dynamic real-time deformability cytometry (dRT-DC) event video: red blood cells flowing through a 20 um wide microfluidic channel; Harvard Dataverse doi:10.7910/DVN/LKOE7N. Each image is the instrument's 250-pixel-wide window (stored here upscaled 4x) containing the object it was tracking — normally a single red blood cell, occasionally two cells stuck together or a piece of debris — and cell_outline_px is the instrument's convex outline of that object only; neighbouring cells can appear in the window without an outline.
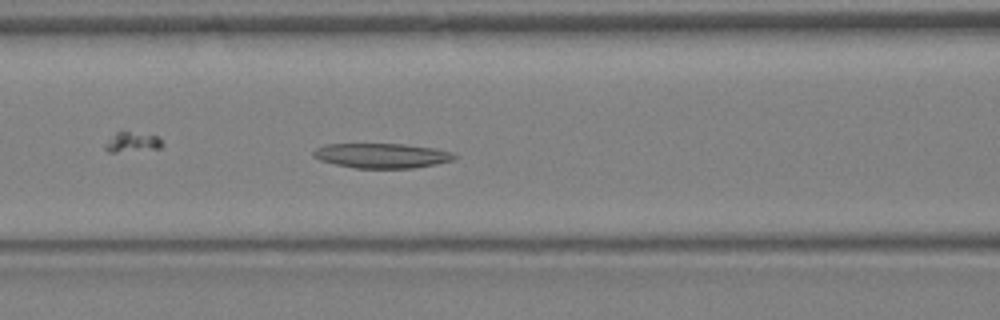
{"species": "Egyptian fruit bat (a non-hibernating species)", "species_latin": "Rousettus aegyptiacus", "temperature_condition": "warm", "stored_images_in_passage": 34, "camera_frame_rate_fps": 3000, "um_per_image_px": 0.085, "animal": {"sex": "female"}, "frame": {"image": 1, "passage_image": 15, "time_ms": 4.667, "image_size_px": [1000, 320], "cell_outline_px": [[456, 156], [452, 160], [436, 164], [412, 168], [356, 168], [336, 164], [320, 160], [312, 156], [312, 152], [316, 148], [328, 144], [404, 144], [436, 148], [452, 152]], "centroid_in_image_um": [32.45, 13.22], "position_along_channel_um": 134.1, "area_um2": 20.29}}
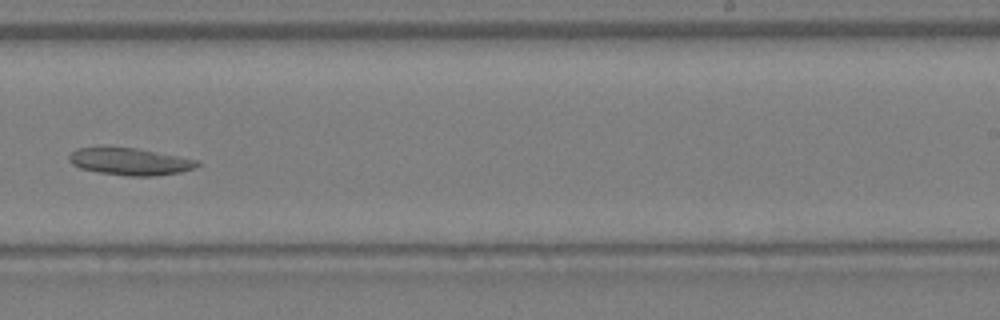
{"frame": {"image": 2, "passage_image": 22, "time_ms": 7.0, "image_size_px": [1000, 320], "cell_outline_px": [[200, 164], [196, 168], [180, 172], [156, 176], [128, 176], [96, 172], [80, 168], [72, 164], [68, 160], [68, 156], [76, 148], [136, 148], [180, 156], [200, 160]], "centroid_in_image_um": [11.09, 13.74], "position_along_channel_um": 277.9, "area_um2": 20.29}}
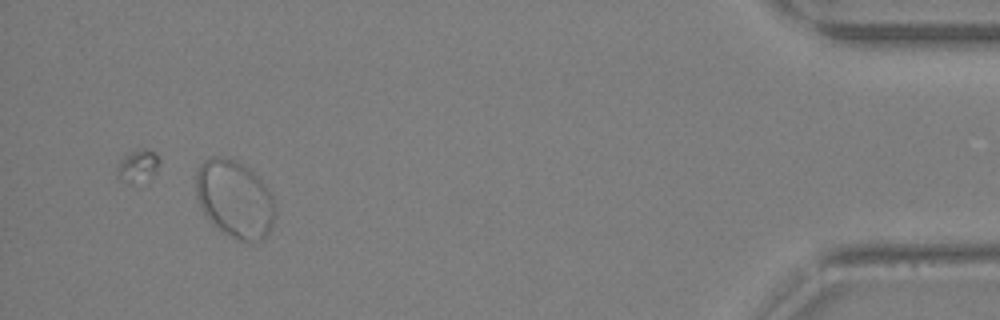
{"frame": {"image": 3, "passage_image": 32, "time_ms": 10.333, "image_size_px": [1000, 320], "cell_outline_px": [[276, 212], [272, 224], [264, 240], [240, 240], [232, 236], [212, 224], [204, 212], [196, 196], [196, 172], [200, 164], [208, 156], [224, 156], [236, 160], [248, 168], [264, 184], [272, 196], [276, 208]], "centroid_in_image_um": [19.94, 16.88], "position_along_channel_um": 415.3, "area_um2": 35.49}}